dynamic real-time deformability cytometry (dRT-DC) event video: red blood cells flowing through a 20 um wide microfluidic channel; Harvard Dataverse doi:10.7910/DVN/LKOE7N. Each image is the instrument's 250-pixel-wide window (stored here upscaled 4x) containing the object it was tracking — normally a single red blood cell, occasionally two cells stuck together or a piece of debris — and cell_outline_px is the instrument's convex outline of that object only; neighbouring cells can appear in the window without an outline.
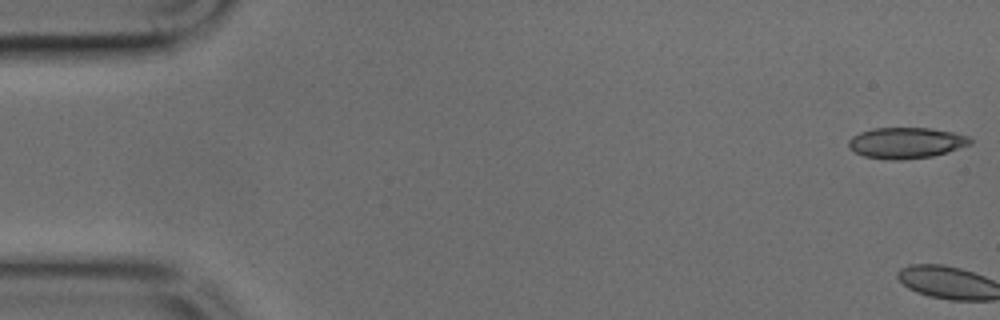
{"species": "common noctule bat (a hibernating species)", "species_latin": "Nyctalus noctula", "temperature_condition": "cold", "stored_images_in_passage": 3, "camera_frame_rate_fps": 3000, "um_per_image_px": 0.085, "animal": {"sex": "male", "body_mass_g": 17.9, "forearm_length_mm": 54.2}, "frame": {"image": 1, "passage_image": 1, "time_ms": 0.0, "image_size_px": [1000, 320], "cell_outline_px": [[972, 144], [948, 152], [932, 156], [900, 160], [892, 160], [864, 156], [856, 152], [848, 144], [848, 140], [852, 136], [860, 132], [872, 128], [928, 128], [952, 132], [968, 136], [972, 140]], "centroid_in_image_um": [77.04, 12.14], "position_along_channel_um": 8.0, "area_um2": 21.85}}